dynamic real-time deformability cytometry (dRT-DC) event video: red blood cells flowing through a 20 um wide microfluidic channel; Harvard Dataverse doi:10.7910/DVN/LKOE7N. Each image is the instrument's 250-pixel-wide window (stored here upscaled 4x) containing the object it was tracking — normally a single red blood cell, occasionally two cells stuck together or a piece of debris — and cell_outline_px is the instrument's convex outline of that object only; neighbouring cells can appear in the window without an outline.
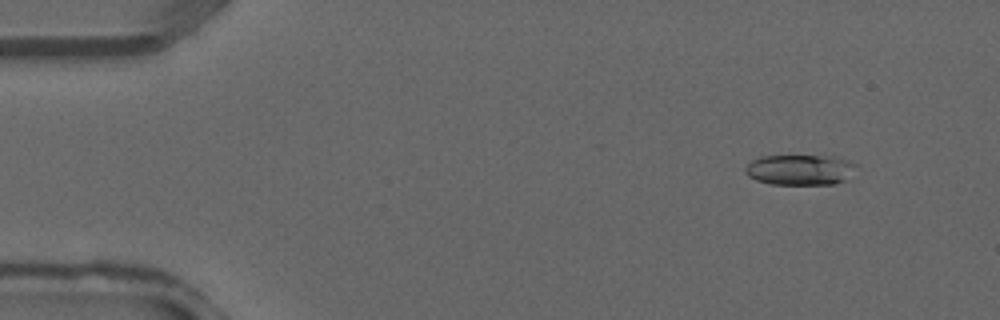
{"species": "common noctule bat (a hibernating species)", "species_latin": "Nyctalus noctula", "temperature_condition": "warm", "stored_images_in_passage": 35, "camera_frame_rate_fps": 3000, "um_per_image_px": 0.085, "animal": {"sex": "male", "forearm_length_mm": 52.5}, "frame": {"image": 1, "passage_image": 1, "time_ms": 0.0, "image_size_px": [1000, 320], "cell_outline_px": [[856, 164], [844, 180], [832, 184], [772, 184], [756, 180], [748, 176], [744, 172], [744, 168], [752, 160], [760, 156], [832, 156], [848, 160]], "centroid_in_image_um": [67.92, 14.42], "position_along_channel_um": 17.1, "area_um2": 19.42}}
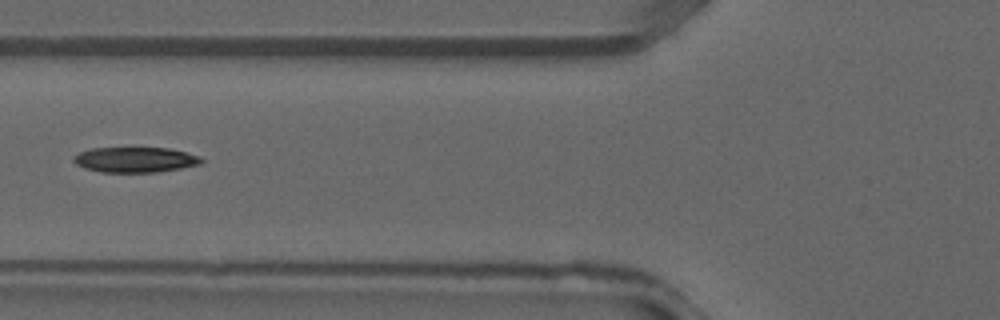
{"frame": {"image": 2, "passage_image": 12, "time_ms": 3.667, "image_size_px": [1000, 320], "cell_outline_px": [[204, 160], [200, 164], [180, 168], [156, 172], [100, 172], [84, 168], [76, 164], [72, 160], [72, 156], [80, 152], [92, 148], [168, 148], [200, 156]], "centroid_in_image_um": [11.45, 13.58], "position_along_channel_um": 114.3, "area_um2": 18.79}}
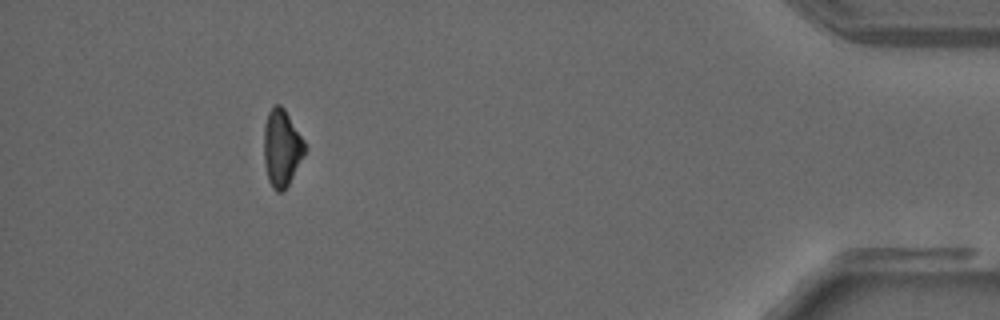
{"frame": {"image": 3, "passage_image": 32, "time_ms": 10.333, "image_size_px": [1000, 320], "cell_outline_px": [[308, 148], [304, 156], [288, 184], [280, 192], [276, 192], [272, 188], [268, 180], [264, 164], [264, 128], [268, 112], [276, 104], [280, 104], [284, 108], [304, 140]], "centroid_in_image_um": [23.95, 12.58], "position_along_channel_um": 411.2, "area_um2": 18.38}}